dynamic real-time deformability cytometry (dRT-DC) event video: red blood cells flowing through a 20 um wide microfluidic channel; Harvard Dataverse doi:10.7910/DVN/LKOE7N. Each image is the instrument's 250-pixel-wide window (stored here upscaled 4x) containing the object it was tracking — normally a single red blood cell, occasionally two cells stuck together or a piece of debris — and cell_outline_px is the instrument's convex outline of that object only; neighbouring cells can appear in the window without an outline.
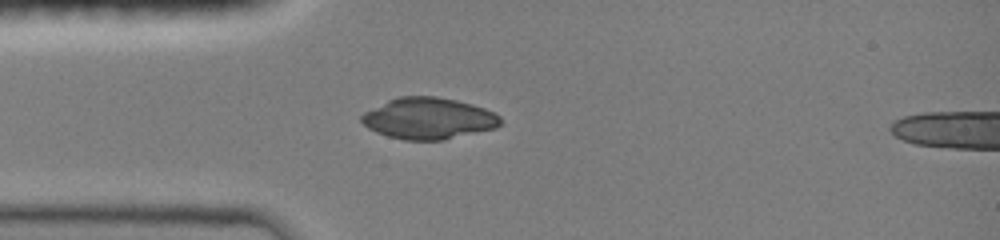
{"species": "common noctule bat (a hibernating species)", "species_latin": "Nyctalus noctula", "temperature_condition": "room temperature", "stored_images_in_passage": 37, "segment_of_instrument_passage": [1, 2], "camera_frame_rate_fps": 3000, "um_per_image_px": 0.085, "animal": {"sex": "female", "body_mass_g": 19.0, "forearm_length_mm": 51.5}, "frame": {"image": 1, "passage_image": 1, "time_ms": 0.0, "image_size_px": [1000, 240], "cell_outline_px": [[500, 124], [496, 128], [444, 140], [404, 140], [388, 136], [376, 132], [368, 128], [360, 120], [360, 116], [364, 112], [388, 100], [400, 96], [436, 96], [456, 100], [472, 104], [484, 108], [500, 116]], "centroid_in_image_um": [36.41, 10.07], "position_along_channel_um": 48.6, "area_um2": 33.47}}
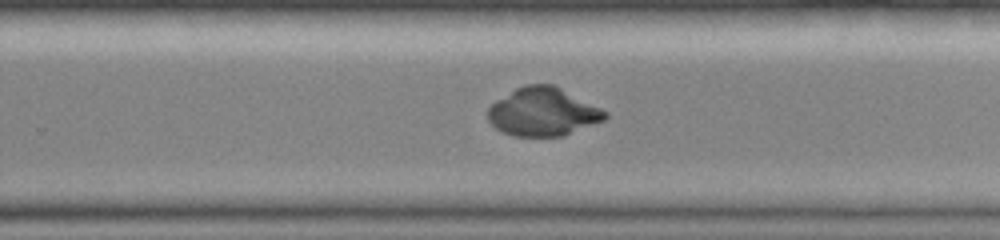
{"frame": {"image": 2, "passage_image": 19, "time_ms": 6.0, "image_size_px": [1000, 240], "cell_outline_px": [[608, 116], [604, 120], [564, 136], [512, 136], [496, 128], [488, 120], [488, 108], [496, 100], [516, 88], [524, 84], [552, 84], [608, 112]], "centroid_in_image_um": [46.14, 9.52], "position_along_channel_um": 283.7, "area_um2": 32.71}}
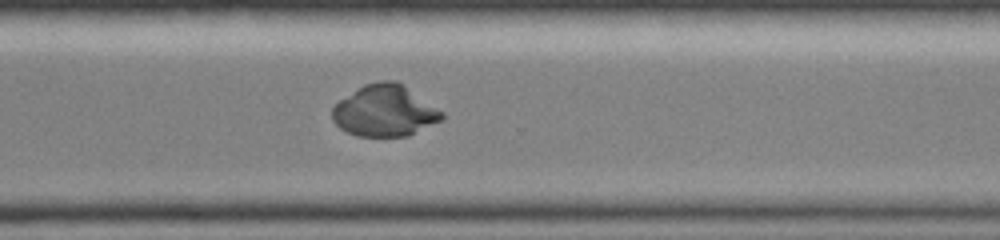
{"frame": {"image": 3, "passage_image": 23, "time_ms": 7.333, "image_size_px": [1000, 240], "cell_outline_px": [[444, 116], [440, 120], [408, 136], [356, 136], [340, 128], [332, 120], [332, 108], [340, 100], [356, 88], [364, 84], [380, 80], [396, 80], [404, 84], [444, 112]], "centroid_in_image_um": [32.69, 9.4], "position_along_channel_um": 337.9, "area_um2": 32.89}}